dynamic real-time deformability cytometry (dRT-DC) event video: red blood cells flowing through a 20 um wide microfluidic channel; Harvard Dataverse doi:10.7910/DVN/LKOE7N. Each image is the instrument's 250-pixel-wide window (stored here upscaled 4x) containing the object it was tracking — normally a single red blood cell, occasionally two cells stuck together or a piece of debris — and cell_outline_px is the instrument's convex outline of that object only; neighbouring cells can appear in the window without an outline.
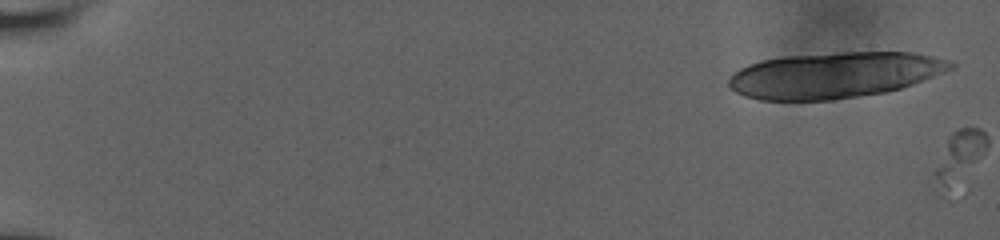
{"species": "human", "species_latin": "Homo sapiens", "temperature_condition": "room temperature", "stored_images_in_passage": 2, "camera_frame_rate_fps": 3000, "um_per_image_px": 0.085, "donor": {"sex": "male"}, "frame": {"image": 1, "passage_image": 1, "time_ms": 0.0, "image_size_px": [1000, 240], "cell_outline_px": [[956, 64], [952, 68], [944, 72], [924, 80], [900, 88], [884, 92], [832, 100], [760, 100], [744, 96], [728, 88], [728, 80], [732, 72], [748, 64], [760, 60], [784, 56], [840, 52], [912, 52], [952, 60]], "centroid_in_image_um": [70.88, 6.37], "position_along_channel_um": 14.1, "area_um2": 59.59}}